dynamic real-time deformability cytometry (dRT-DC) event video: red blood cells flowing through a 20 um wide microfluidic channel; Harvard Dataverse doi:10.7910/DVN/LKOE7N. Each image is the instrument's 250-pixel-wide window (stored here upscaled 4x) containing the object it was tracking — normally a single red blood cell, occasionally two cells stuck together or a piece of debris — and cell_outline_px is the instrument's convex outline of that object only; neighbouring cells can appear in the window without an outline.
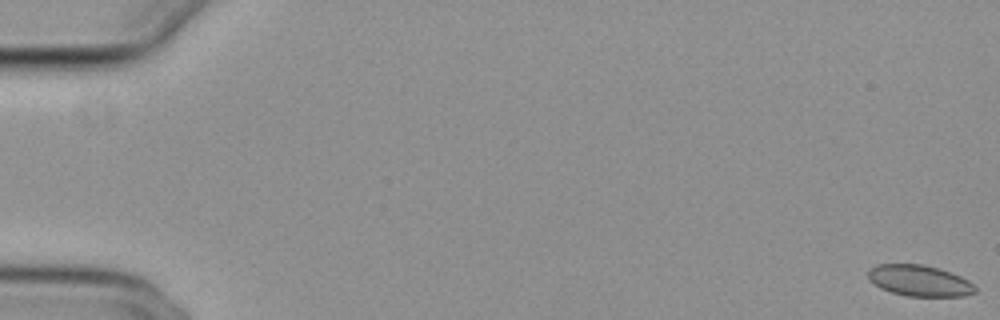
{"species": "common noctule bat (a hibernating species)", "species_latin": "Nyctalus noctula", "temperature_condition": "cold", "stored_images_in_passage": 55, "camera_frame_rate_fps": 3000, "um_per_image_px": 0.085, "animal": {"sex": "female", "body_mass_g": 29.2, "forearm_length_mm": 56.3}, "frame": {"image": 1, "passage_image": 1, "time_ms": 0.0, "image_size_px": [1000, 320], "cell_outline_px": [[976, 292], [964, 296], [908, 296], [892, 292], [880, 288], [868, 280], [868, 268], [876, 264], [924, 264], [940, 268], [960, 276], [968, 280], [976, 288]], "centroid_in_image_um": [78.12, 23.84], "position_along_channel_um": 6.9, "area_um2": 19.54}}
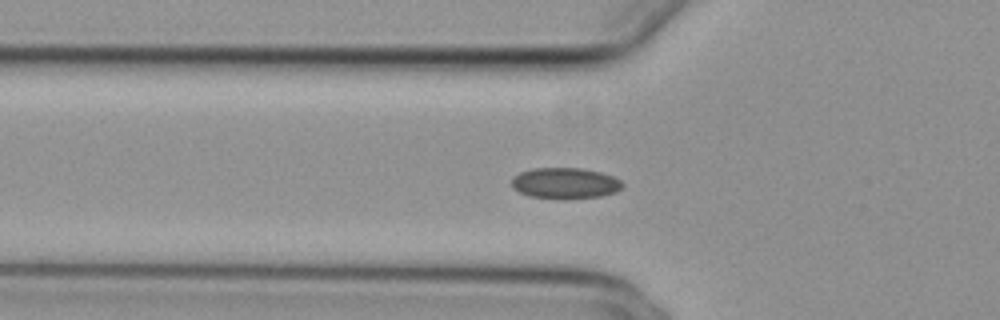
{"frame": {"image": 2, "passage_image": 20, "time_ms": 6.333, "image_size_px": [1000, 320], "cell_outline_px": [[624, 184], [616, 192], [600, 196], [564, 200], [528, 196], [512, 188], [512, 176], [520, 172], [532, 168], [580, 168], [600, 172], [612, 176], [620, 180]], "centroid_in_image_um": [48.0, 15.58], "position_along_channel_um": 77.8, "area_um2": 20.23}}
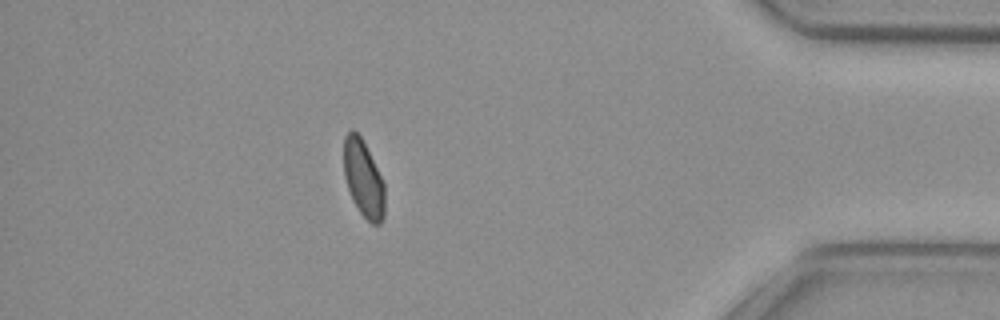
{"frame": {"image": 3, "passage_image": 49, "time_ms": 16.0, "image_size_px": [1000, 320], "cell_outline_px": [[384, 216], [380, 224], [372, 224], [360, 212], [352, 200], [344, 176], [344, 136], [352, 128], [360, 136], [384, 184]], "centroid_in_image_um": [30.87, 15.21], "position_along_channel_um": 404.3, "area_um2": 17.98}, "authors_computed_cell_mechanics": {"area_um2": 19.652, "velocity_mm_per_s": 3.824, "shape_relaxation_time_tau1_ms": null, "shape_relaxation_time_tau2_ms": 4.7581, "deformation_change_tau1": null, "deformation_change_tau2": 0.065}}